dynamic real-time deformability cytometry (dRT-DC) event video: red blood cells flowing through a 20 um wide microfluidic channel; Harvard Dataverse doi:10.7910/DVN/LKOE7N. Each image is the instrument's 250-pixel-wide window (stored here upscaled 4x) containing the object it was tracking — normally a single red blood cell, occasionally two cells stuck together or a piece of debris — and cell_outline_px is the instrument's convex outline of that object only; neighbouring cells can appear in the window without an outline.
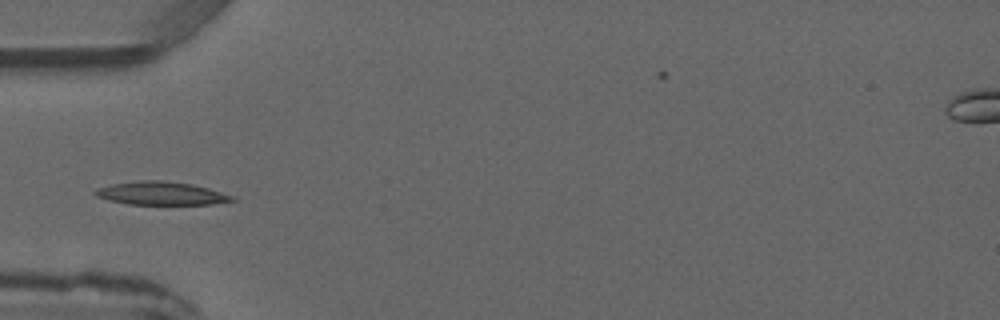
{"species": "common noctule bat (a hibernating species)", "species_latin": "Nyctalus noctula", "temperature_condition": "warm", "stored_images_in_passage": 3, "camera_frame_rate_fps": 3000, "um_per_image_px": 0.085, "animal": {"sex": "male", "forearm_length_mm": 52.5}, "frame": {"image": 1, "passage_image": 3, "time_ms": 2.333, "image_size_px": [1000, 320], "cell_outline_px": [[236, 200], [212, 204], [128, 204], [108, 200], [96, 196], [92, 192], [96, 188], [108, 184], [140, 180], [164, 180], [192, 184], [208, 188], [236, 196]], "centroid_in_image_um": [13.67, 16.42], "position_along_channel_um": 71.3, "area_um2": 18.73}}